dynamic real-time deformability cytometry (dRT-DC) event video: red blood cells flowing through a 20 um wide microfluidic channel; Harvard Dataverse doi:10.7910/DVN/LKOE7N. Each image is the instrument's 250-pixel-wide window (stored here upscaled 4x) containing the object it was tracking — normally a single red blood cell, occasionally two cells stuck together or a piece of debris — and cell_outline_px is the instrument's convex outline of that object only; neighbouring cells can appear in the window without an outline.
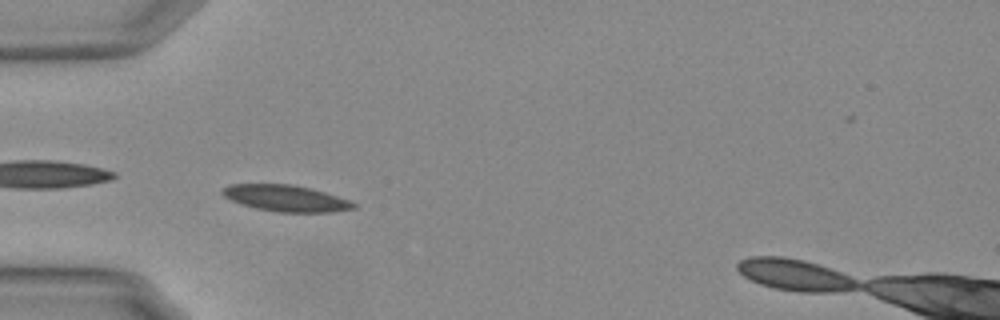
{"species": "Egyptian fruit bat (a non-hibernating species)", "species_latin": "Rousettus aegyptiacus", "temperature_condition": "warm", "stored_images_in_passage": 40, "camera_frame_rate_fps": 3000, "um_per_image_px": 0.085, "animal": {"sex": "female"}, "frame": {"image": 1, "passage_image": 1, "time_ms": 0.0, "image_size_px": [1000, 320], "cell_outline_px": [[356, 208], [332, 212], [280, 212], [256, 208], [240, 204], [224, 196], [220, 192], [220, 188], [232, 184], [292, 184], [324, 192], [348, 200], [356, 204]], "centroid_in_image_um": [24.26, 16.85], "position_along_channel_um": 60.7, "area_um2": 20.0}}
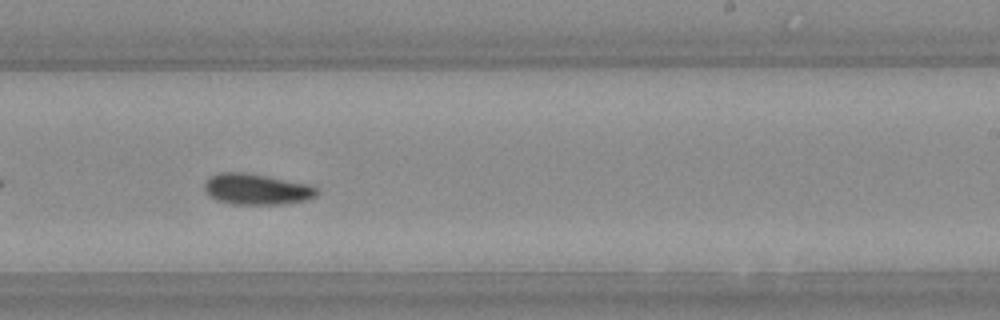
{"frame": {"image": 2, "passage_image": 18, "time_ms": 5.667, "image_size_px": [1000, 320], "cell_outline_px": [[316, 196], [308, 200], [284, 204], [232, 204], [216, 200], [208, 196], [204, 188], [204, 184], [212, 176], [220, 172], [244, 172], [308, 184], [316, 188]], "centroid_in_image_um": [21.79, 16.09], "position_along_channel_um": 267.2, "area_um2": 20.11}}
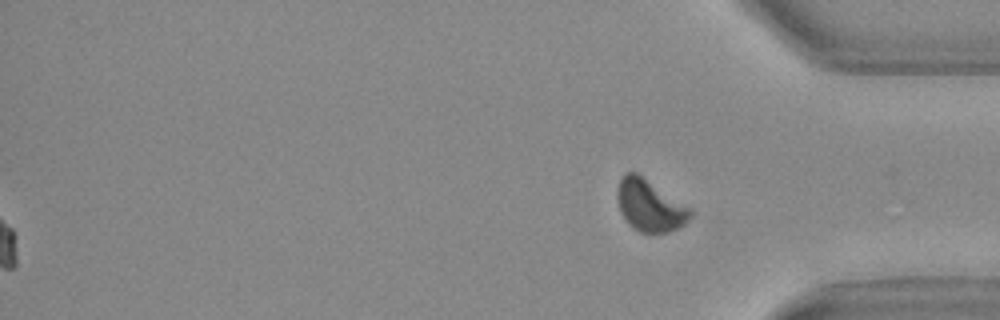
{"frame": {"image": 3, "passage_image": 40, "time_ms": 13.0, "image_size_px": [1000, 320], "cell_outline_px": [[692, 216], [680, 228], [668, 232], [640, 232], [632, 228], [628, 224], [620, 208], [616, 196], [616, 192], [620, 180], [628, 172], [636, 172], [692, 208]], "centroid_in_image_um": [55.26, 17.48], "position_along_channel_um": 379.9, "area_um2": 21.91}, "authors_computed_cell_mechanics": {"area_um2": 19.1896, "velocity_mm_per_s": 3.7261, "shape_relaxation_time_tau1_ms": 5.5097, "shape_relaxation_time_tau2_ms": 4.1439, "deformation_change_tau1": 0.1389, "deformation_change_tau2": 0.0664}}